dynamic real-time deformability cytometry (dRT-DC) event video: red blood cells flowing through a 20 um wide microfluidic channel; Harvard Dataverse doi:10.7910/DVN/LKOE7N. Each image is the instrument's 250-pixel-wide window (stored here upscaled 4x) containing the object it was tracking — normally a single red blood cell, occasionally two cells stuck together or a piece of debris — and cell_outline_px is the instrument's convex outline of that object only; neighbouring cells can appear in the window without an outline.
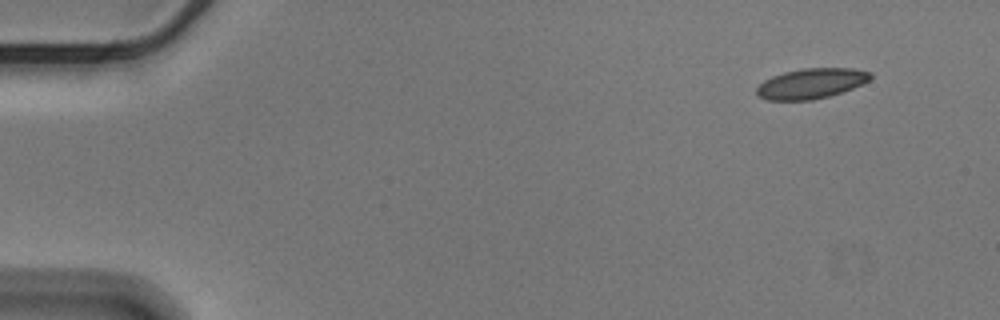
{"species": "Egyptian fruit bat (a non-hibernating species)", "species_latin": "Rousettus aegyptiacus", "temperature_condition": "cold", "stored_images_in_passage": 53, "camera_frame_rate_fps": 3000, "um_per_image_px": 0.085, "animal": {"sex": "male"}, "frame": {"image": 1, "passage_image": 1, "time_ms": 0.0, "image_size_px": [1000, 320], "cell_outline_px": [[872, 76], [868, 80], [852, 88], [828, 96], [812, 100], [768, 100], [756, 96], [756, 88], [764, 80], [772, 76], [784, 72], [804, 68], [852, 68], [872, 72]], "centroid_in_image_um": [68.91, 7.09], "position_along_channel_um": 16.1, "area_um2": 19.94}}
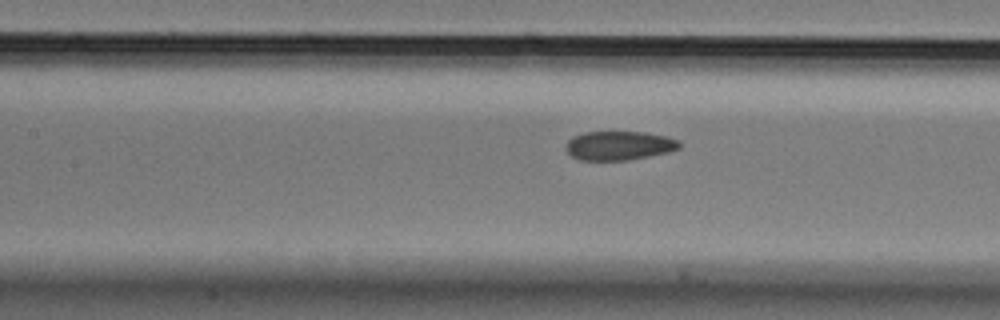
{"frame": {"image": 2, "passage_image": 22, "time_ms": 7.0, "image_size_px": [1000, 320], "cell_outline_px": [[680, 148], [668, 152], [628, 160], [580, 160], [572, 156], [564, 148], [564, 144], [572, 136], [584, 132], [644, 132], [664, 136], [680, 140]], "centroid_in_image_um": [52.58, 12.37], "position_along_channel_um": 154.8, "area_um2": 19.25}}
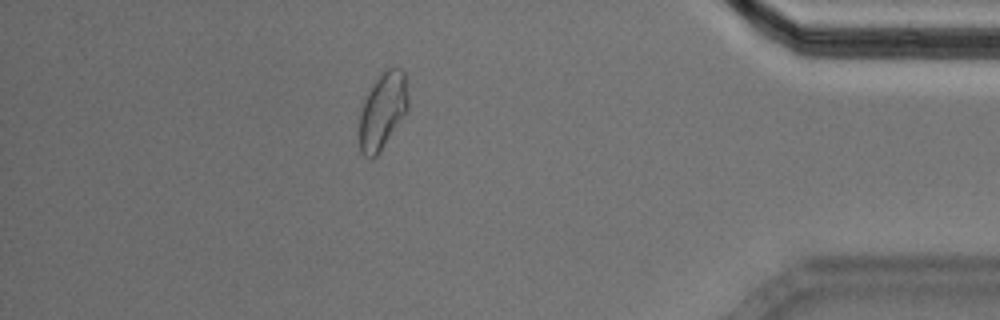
{"frame": {"image": 3, "passage_image": 46, "time_ms": 15.0, "image_size_px": [1000, 320], "cell_outline_px": [[408, 108], [380, 152], [372, 160], [364, 156], [360, 152], [360, 112], [364, 100], [368, 92], [376, 80], [388, 68], [396, 64], [404, 72], [408, 96]], "centroid_in_image_um": [32.52, 9.42], "position_along_channel_um": 402.7, "area_um2": 21.5}, "authors_computed_cell_mechanics": {"area_um2": 20.3456, "velocity_mm_per_s": 3.5596, "shape_relaxation_time_tau1_ms": null, "shape_relaxation_time_tau2_ms": 1.4824, "deformation_change_tau1": null, "deformation_change_tau2": 0.0595}}